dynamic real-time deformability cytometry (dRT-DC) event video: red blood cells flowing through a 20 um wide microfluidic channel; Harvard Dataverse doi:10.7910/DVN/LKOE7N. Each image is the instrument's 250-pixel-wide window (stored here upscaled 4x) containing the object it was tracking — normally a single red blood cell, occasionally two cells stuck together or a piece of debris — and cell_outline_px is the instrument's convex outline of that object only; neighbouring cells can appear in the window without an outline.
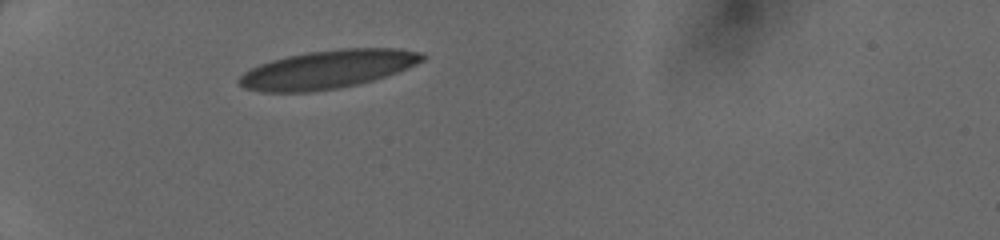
{"species": "human", "species_latin": "Homo sapiens", "temperature_condition": "cold", "stored_images_in_passage": 33, "camera_frame_rate_fps": 3000, "um_per_image_px": 0.085, "donor": {"sex": "female"}, "frame": {"image": 1, "passage_image": 1, "time_ms": 0.0, "image_size_px": [1000, 240], "cell_outline_px": [[428, 56], [424, 60], [408, 68], [372, 80], [340, 88], [308, 92], [260, 92], [244, 88], [236, 80], [244, 72], [260, 64], [272, 60], [288, 56], [308, 52], [340, 48], [400, 48], [424, 52]], "centroid_in_image_um": [27.88, 5.89], "position_along_channel_um": 57.1, "area_um2": 40.98}}
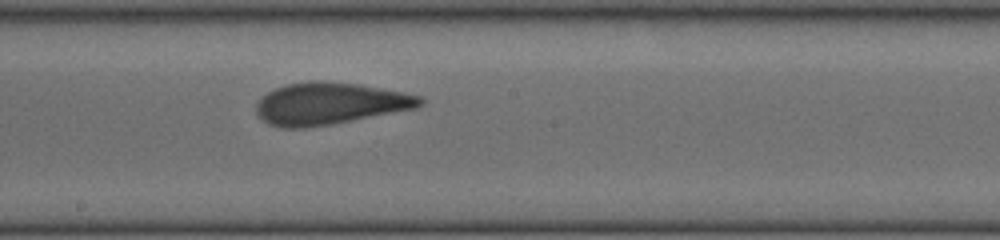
{"frame": {"image": 2, "passage_image": 14, "time_ms": 4.333, "image_size_px": [1000, 240], "cell_outline_px": [[424, 104], [416, 108], [328, 124], [300, 128], [284, 128], [268, 124], [256, 112], [256, 104], [268, 92], [276, 88], [288, 84], [312, 80], [316, 80], [360, 84], [404, 92], [424, 96]], "centroid_in_image_um": [28.06, 8.78], "position_along_channel_um": 220.1, "area_um2": 39.65}}
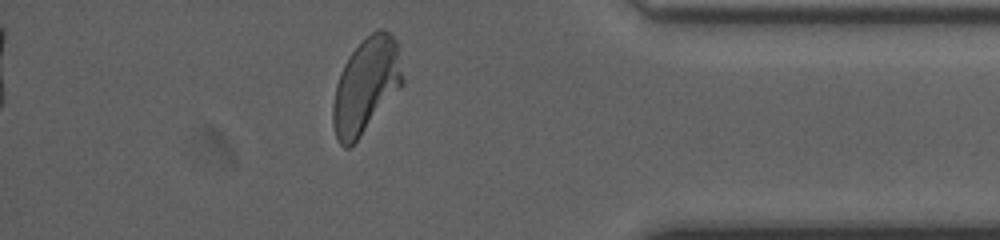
{"frame": {"image": 3, "passage_image": 28, "time_ms": 9.0, "image_size_px": [1000, 240], "cell_outline_px": [[404, 84], [360, 136], [348, 148], [344, 148], [340, 144], [336, 136], [332, 124], [332, 104], [336, 84], [340, 72], [348, 56], [372, 32], [380, 28], [388, 32], [396, 40], [404, 80]], "centroid_in_image_um": [31.1, 7.29], "position_along_channel_um": 404.1, "area_um2": 38.26}}